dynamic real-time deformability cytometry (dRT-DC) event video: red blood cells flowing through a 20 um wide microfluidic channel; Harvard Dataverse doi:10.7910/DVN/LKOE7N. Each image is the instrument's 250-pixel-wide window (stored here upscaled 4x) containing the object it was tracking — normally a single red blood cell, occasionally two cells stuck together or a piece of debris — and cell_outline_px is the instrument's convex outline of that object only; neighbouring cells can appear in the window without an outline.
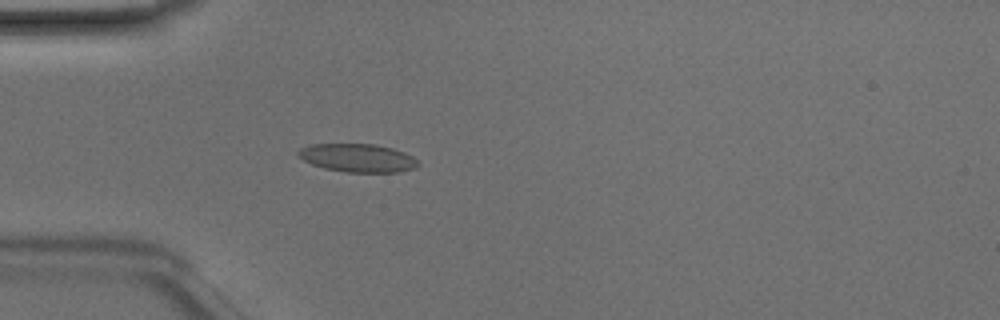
{"species": "Egyptian fruit bat (a non-hibernating species)", "species_latin": "Rousettus aegyptiacus", "temperature_condition": "room temperature", "stored_images_in_passage": 43, "camera_frame_rate_fps": 3000, "um_per_image_px": 0.085, "animal": {"sex": "male"}, "frame": {"image": 1, "passage_image": 9, "time_ms": 2.667, "image_size_px": [1000, 320], "cell_outline_px": [[420, 164], [416, 168], [400, 172], [344, 172], [324, 168], [312, 164], [296, 156], [296, 152], [300, 148], [312, 144], [376, 144], [392, 148], [404, 152], [412, 156]], "centroid_in_image_um": [30.39, 13.42], "position_along_channel_um": 54.6, "area_um2": 19.88}}
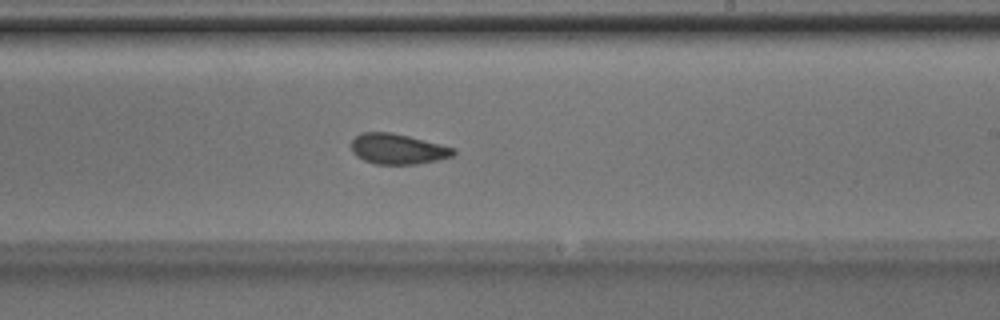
{"frame": {"image": 2, "passage_image": 24, "time_ms": 7.667, "image_size_px": [1000, 320], "cell_outline_px": [[456, 152], [452, 156], [436, 160], [416, 164], [376, 164], [364, 160], [356, 156], [352, 152], [352, 140], [360, 132], [392, 132], [456, 148]], "centroid_in_image_um": [33.79, 12.66], "position_along_channel_um": 255.2, "area_um2": 18.03}}
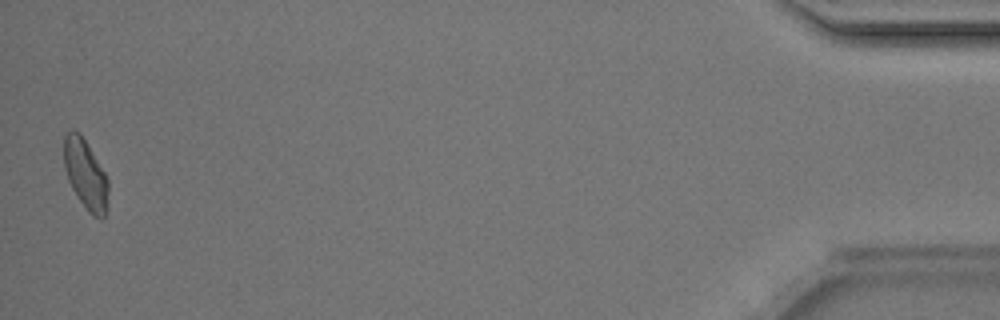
{"frame": {"image": 3, "passage_image": 43, "time_ms": 14.0, "image_size_px": [1000, 320], "cell_outline_px": [[108, 192], [104, 220], [100, 220], [92, 216], [88, 212], [76, 196], [68, 180], [64, 168], [64, 136], [72, 128], [80, 132], [104, 172], [108, 180]], "centroid_in_image_um": [7.26, 14.84], "position_along_channel_um": 427.9, "area_um2": 18.09}, "authors_computed_cell_mechanics": {"area_um2": 18.496, "velocity_mm_per_s": 4.1617, "shape_relaxation_time_tau1_ms": 6.775, "shape_relaxation_time_tau2_ms": 1.8857, "deformation_change_tau1": 0.1237, "deformation_change_tau2": 0.0738}}